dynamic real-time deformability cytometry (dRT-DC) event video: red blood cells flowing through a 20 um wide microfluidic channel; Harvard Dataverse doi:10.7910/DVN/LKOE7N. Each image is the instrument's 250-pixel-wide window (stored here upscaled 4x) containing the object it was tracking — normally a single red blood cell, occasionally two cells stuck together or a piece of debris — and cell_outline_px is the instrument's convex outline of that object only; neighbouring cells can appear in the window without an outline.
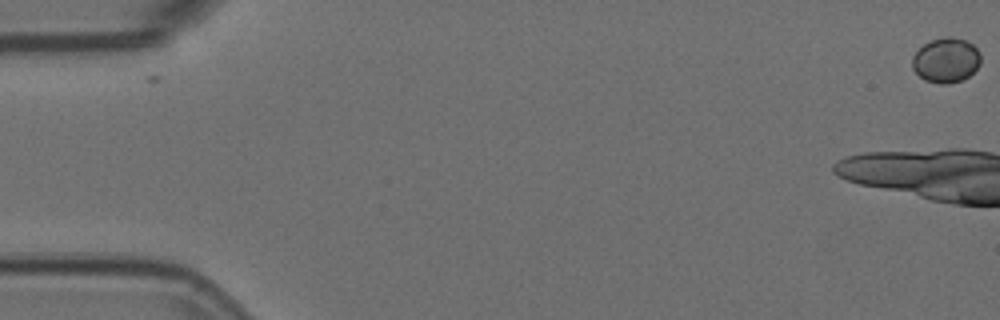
{"species": "Egyptian fruit bat (a non-hibernating species)", "species_latin": "Rousettus aegyptiacus", "temperature_condition": "room temperature", "stored_images_in_passage": 3, "camera_frame_rate_fps": 3000, "um_per_image_px": 0.085, "animal": {"sex": "female"}, "frame": {"image": 1, "passage_image": 1, "time_ms": 0.0, "image_size_px": [1000, 320], "cell_outline_px": [[980, 64], [968, 76], [960, 80], [948, 84], [940, 84], [924, 80], [912, 68], [912, 56], [924, 44], [932, 40], [944, 36], [952, 36], [964, 40], [972, 44], [980, 52]], "centroid_in_image_um": [80.4, 5.11], "position_along_channel_um": 4.6, "area_um2": 17.8}}